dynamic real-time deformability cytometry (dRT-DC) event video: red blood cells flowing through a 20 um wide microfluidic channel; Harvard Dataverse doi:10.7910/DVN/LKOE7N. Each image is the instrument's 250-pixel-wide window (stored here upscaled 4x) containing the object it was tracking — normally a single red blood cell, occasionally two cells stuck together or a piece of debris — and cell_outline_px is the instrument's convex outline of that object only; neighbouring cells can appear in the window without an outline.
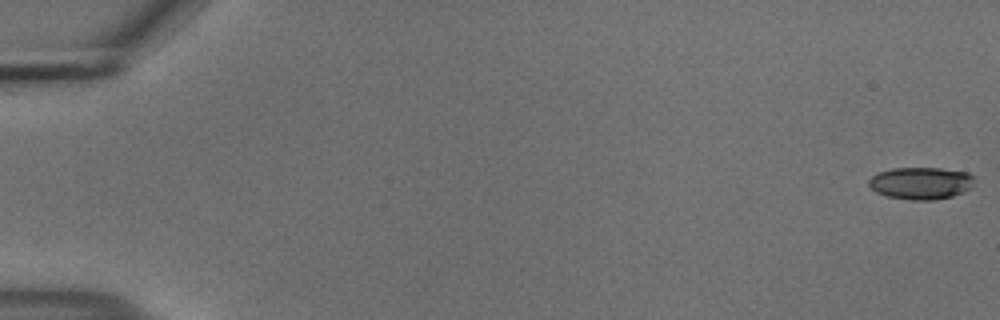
{"species": "common noctule bat (a hibernating species)", "species_latin": "Nyctalus noctula", "temperature_condition": "cold", "stored_images_in_passage": 56, "camera_frame_rate_fps": 3000, "um_per_image_px": 0.085, "animal": {"sex": "male", "body_mass_g": 18.8}, "frame": {"image": 1, "passage_image": 1, "time_ms": 0.0, "image_size_px": [1000, 320], "cell_outline_px": [[976, 176], [972, 188], [964, 192], [952, 196], [932, 200], [912, 200], [888, 196], [876, 192], [868, 184], [868, 180], [872, 176], [880, 172], [892, 168], [940, 168], [968, 172]], "centroid_in_image_um": [78.33, 15.56], "position_along_channel_um": 6.7, "area_um2": 19.94}}
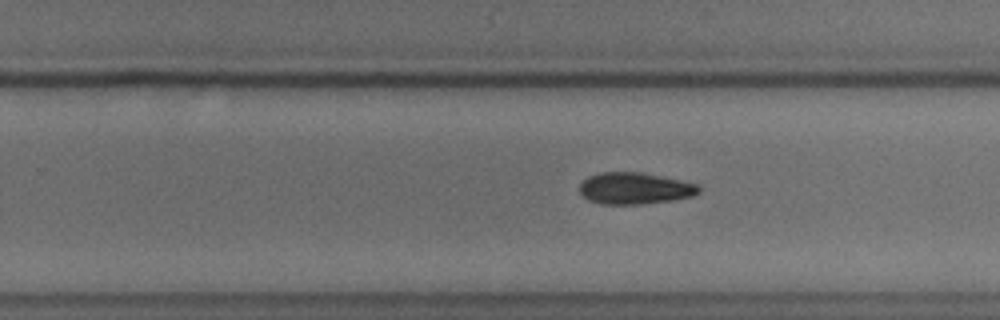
{"frame": {"image": 2, "passage_image": 36, "time_ms": 11.667, "image_size_px": [1000, 320], "cell_outline_px": [[700, 192], [692, 196], [672, 200], [640, 204], [600, 204], [588, 200], [580, 192], [580, 184], [588, 176], [600, 172], [640, 172], [700, 184]], "centroid_in_image_um": [53.96, 16.01], "position_along_channel_um": 275.8, "area_um2": 21.96}}
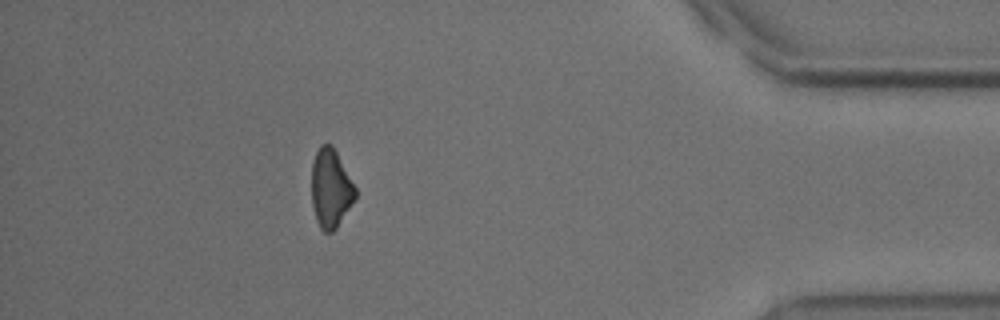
{"frame": {"image": 3, "passage_image": 50, "time_ms": 16.333, "image_size_px": [1000, 320], "cell_outline_px": [[356, 196], [336, 228], [332, 232], [324, 232], [320, 228], [316, 220], [312, 204], [312, 164], [316, 152], [320, 144], [332, 144], [356, 188]], "centroid_in_image_um": [28.09, 16.01], "position_along_channel_um": 407.1, "area_um2": 19.83}, "authors_computed_cell_mechanics": {"area_um2": 21.2704, "velocity_mm_per_s": 3.7151, "shape_relaxation_time_tau1_ms": 7.0751, "shape_relaxation_time_tau2_ms": null, "deformation_change_tau1": 0.1347, "deformation_change_tau2": null}}